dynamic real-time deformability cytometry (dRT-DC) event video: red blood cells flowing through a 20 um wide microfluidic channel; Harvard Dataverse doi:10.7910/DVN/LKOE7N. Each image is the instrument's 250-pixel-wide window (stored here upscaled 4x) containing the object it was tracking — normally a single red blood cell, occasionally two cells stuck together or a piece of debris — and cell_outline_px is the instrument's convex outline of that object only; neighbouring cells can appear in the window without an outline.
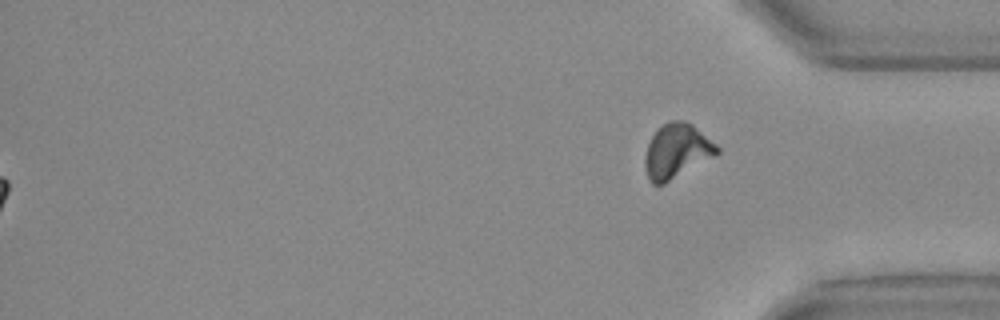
{"species": "Egyptian fruit bat (a non-hibernating species)", "species_latin": "Rousettus aegyptiacus", "temperature_condition": "warm", "stored_images_in_passage": 57, "segment_of_instrument_passage": [2, 2], "camera_frame_rate_fps": 3000, "um_per_image_px": 0.085, "animal": {"sex": "female"}, "frame": {"image": 1, "passage_image": 57, "time_ms": 18.667, "image_size_px": [1000, 320], "cell_outline_px": [[720, 152], [716, 156], [664, 184], [652, 184], [648, 180], [644, 164], [644, 156], [648, 144], [656, 128], [668, 120], [684, 120], [692, 124], [716, 144], [720, 148]], "centroid_in_image_um": [57.51, 12.84], "position_along_channel_um": 377.7, "area_um2": 23.18}}